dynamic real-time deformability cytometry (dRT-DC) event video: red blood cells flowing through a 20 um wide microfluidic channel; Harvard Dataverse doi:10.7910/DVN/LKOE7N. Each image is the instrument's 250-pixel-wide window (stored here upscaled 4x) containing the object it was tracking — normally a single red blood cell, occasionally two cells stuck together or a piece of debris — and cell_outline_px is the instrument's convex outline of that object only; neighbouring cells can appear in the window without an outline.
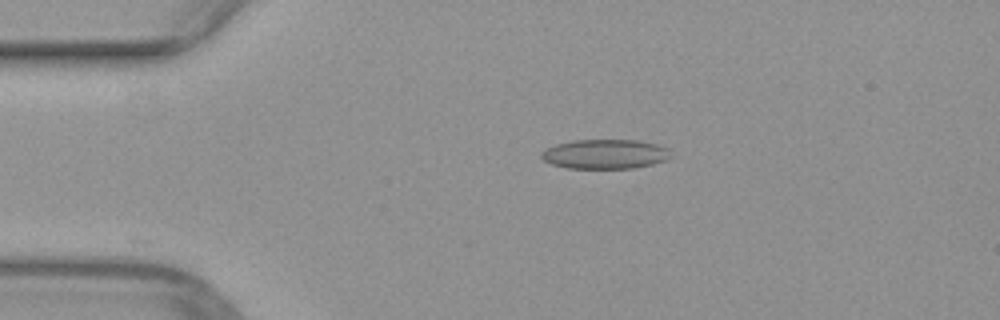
{"species": "common noctule bat (a hibernating species)", "species_latin": "Nyctalus noctula", "temperature_condition": "warm", "stored_images_in_passage": 34, "camera_frame_rate_fps": 3000, "um_per_image_px": 0.085, "animal": {"sex": "female", "body_mass_g": 29.2, "forearm_length_mm": 56.3}, "frame": {"image": 1, "passage_image": 1, "time_ms": 0.0, "image_size_px": [1000, 320], "cell_outline_px": [[672, 156], [668, 160], [652, 164], [632, 168], [568, 168], [552, 164], [544, 160], [540, 156], [540, 152], [544, 148], [556, 144], [572, 140], [640, 140], [656, 144], [668, 148]], "centroid_in_image_um": [51.43, 13.09], "position_along_channel_um": 33.6, "area_um2": 22.43}}
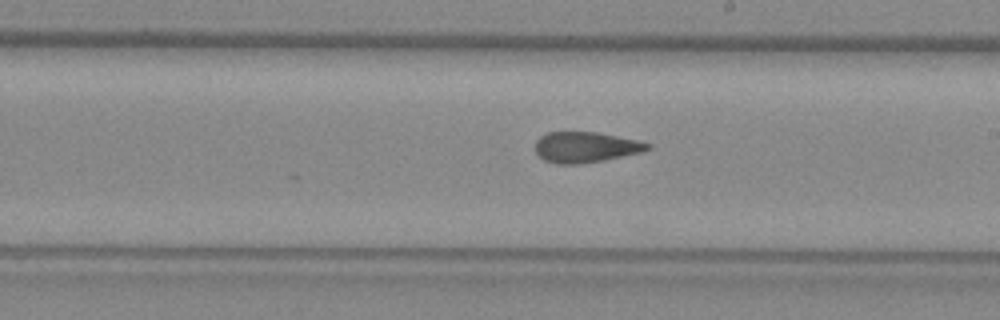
{"frame": {"image": 2, "passage_image": 19, "time_ms": 6.0, "image_size_px": [1000, 320], "cell_outline_px": [[652, 148], [640, 152], [604, 160], [580, 164], [556, 164], [544, 160], [536, 152], [536, 140], [540, 136], [548, 132], [596, 132], [636, 140], [652, 144]], "centroid_in_image_um": [49.76, 12.51], "position_along_channel_um": 239.2, "area_um2": 19.94}}
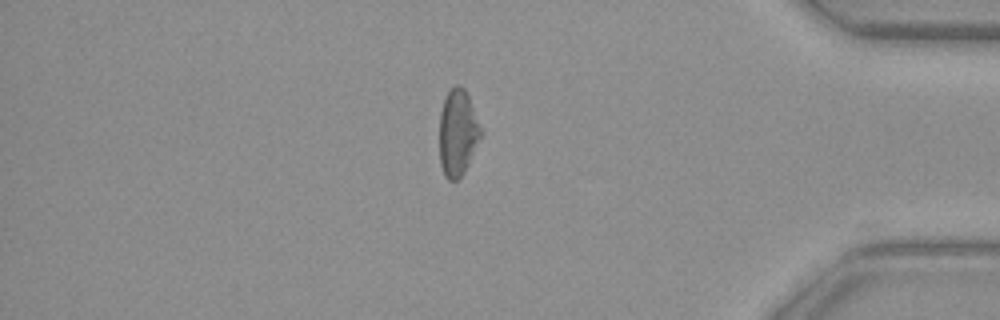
{"frame": {"image": 3, "passage_image": 33, "time_ms": 10.667, "image_size_px": [1000, 320], "cell_outline_px": [[484, 132], [464, 172], [456, 180], [448, 180], [444, 176], [440, 164], [440, 112], [444, 100], [448, 92], [456, 84], [460, 84], [464, 88], [468, 96]], "centroid_in_image_um": [38.92, 11.28], "position_along_channel_um": 396.3, "area_um2": 20.92}}